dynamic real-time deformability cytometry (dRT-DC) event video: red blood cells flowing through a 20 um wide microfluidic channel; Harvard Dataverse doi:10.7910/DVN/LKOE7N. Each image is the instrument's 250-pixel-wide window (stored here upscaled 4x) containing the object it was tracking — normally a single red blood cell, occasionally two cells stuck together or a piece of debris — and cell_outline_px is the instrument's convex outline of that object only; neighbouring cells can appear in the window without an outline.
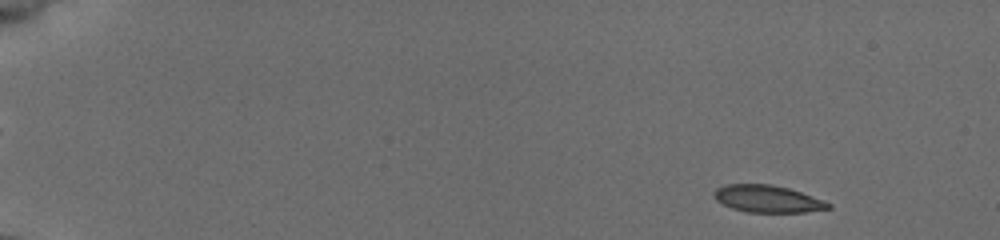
{"species": "common noctule bat (a hibernating species)", "species_latin": "Nyctalus noctula", "temperature_condition": "cold", "stored_images_in_passage": 49, "camera_frame_rate_fps": 3000, "um_per_image_px": 0.085, "animal": {"sex": "female", "body_mass_g": 19.5, "forearm_length_mm": 54.1}, "frame": {"image": 1, "passage_image": 1, "time_ms": 0.0, "image_size_px": [1000, 240], "cell_outline_px": [[832, 208], [804, 212], [748, 212], [732, 208], [716, 200], [712, 196], [712, 192], [716, 188], [724, 184], [772, 184], [788, 188], [824, 200], [832, 204]], "centroid_in_image_um": [65.22, 16.89], "position_along_channel_um": 19.8, "area_um2": 18.15}}
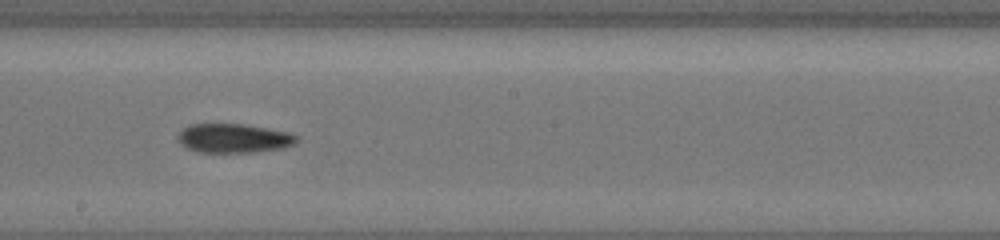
{"frame": {"image": 2, "passage_image": 28, "time_ms": 9.0, "image_size_px": [1000, 240], "cell_outline_px": [[300, 140], [296, 144], [284, 148], [252, 152], [196, 152], [180, 144], [176, 140], [176, 136], [184, 128], [192, 124], [244, 124], [292, 132], [300, 136]], "centroid_in_image_um": [19.93, 11.75], "position_along_channel_um": 228.3, "area_um2": 20.52}}
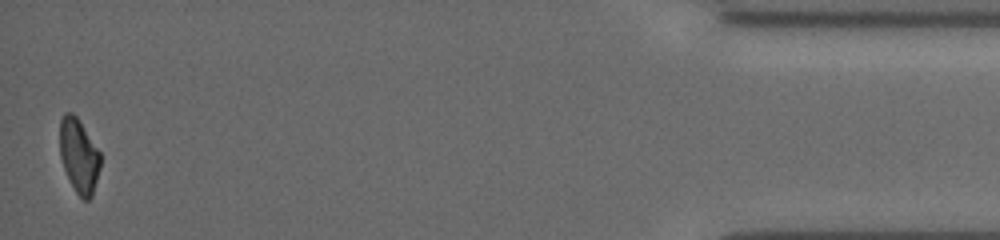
{"frame": {"image": 3, "passage_image": 49, "time_ms": 16.0, "image_size_px": [1000, 240], "cell_outline_px": [[100, 168], [92, 196], [88, 200], [84, 200], [76, 192], [64, 168], [60, 156], [60, 120], [64, 112], [72, 112], [76, 116], [100, 152]], "centroid_in_image_um": [6.71, 13.23], "position_along_channel_um": 428.5, "area_um2": 17.28}}